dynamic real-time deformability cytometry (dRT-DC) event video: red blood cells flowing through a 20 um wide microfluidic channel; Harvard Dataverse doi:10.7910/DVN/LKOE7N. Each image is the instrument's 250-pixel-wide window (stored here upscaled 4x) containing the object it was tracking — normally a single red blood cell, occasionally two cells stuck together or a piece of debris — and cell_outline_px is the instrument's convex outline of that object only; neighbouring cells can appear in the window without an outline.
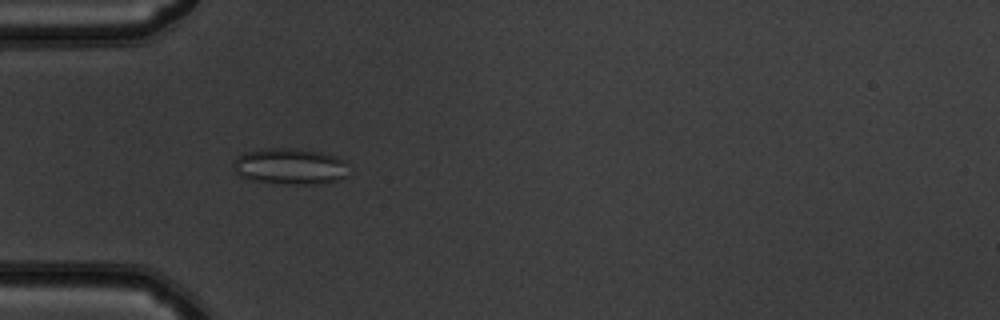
{"species": "common noctule bat (a hibernating species)", "species_latin": "Nyctalus noctula", "temperature_condition": "warm", "stored_images_in_passage": 51, "camera_frame_rate_fps": 3000, "um_per_image_px": 0.085, "animal": {"sex": "male", "body_mass_g": 19.5, "forearm_length_mm": 54.6}, "frame": {"image": 1, "passage_image": 16, "time_ms": 5.0, "image_size_px": [1000, 320], "cell_outline_px": [[348, 176], [336, 180], [316, 184], [280, 184], [252, 180], [240, 176], [236, 172], [232, 164], [232, 160], [236, 156], [244, 152], [260, 148], [292, 148], [320, 152], [336, 156], [344, 160]], "centroid_in_image_um": [24.59, 14.13], "position_along_channel_um": 60.4, "area_um2": 24.57}}
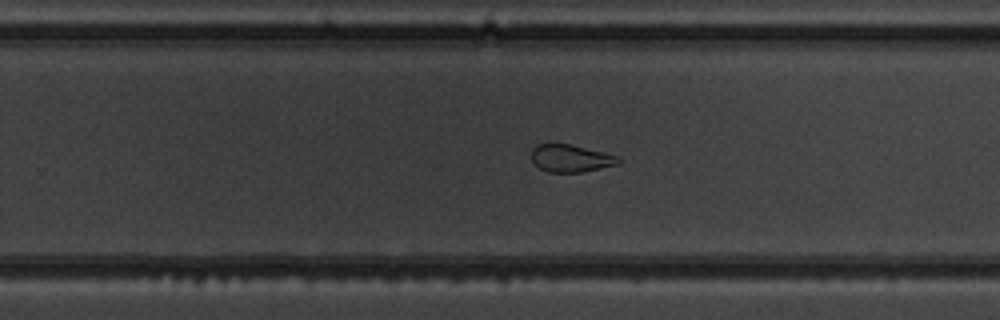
{"frame": {"image": 2, "passage_image": 33, "time_ms": 10.667, "image_size_px": [1000, 320], "cell_outline_px": [[620, 164], [580, 172], [548, 172], [532, 164], [532, 148], [536, 144], [572, 144], [604, 152], [616, 156], [620, 160]], "centroid_in_image_um": [48.48, 13.45], "position_along_channel_um": 281.3, "area_um2": 13.93}}
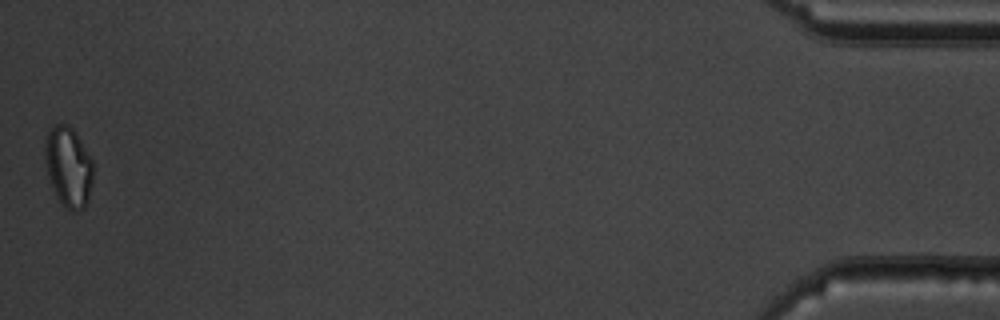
{"frame": {"image": 3, "passage_image": 51, "time_ms": 16.667, "image_size_px": [1000, 320], "cell_outline_px": [[92, 180], [88, 200], [84, 208], [76, 212], [68, 208], [60, 200], [52, 184], [48, 172], [44, 156], [44, 148], [48, 132], [56, 124], [68, 124], [72, 128], [80, 140], [92, 160]], "centroid_in_image_um": [5.83, 14.16], "position_along_channel_um": 429.4, "area_um2": 21.85}, "authors_computed_cell_mechanics": {"area_um2": 20.4034, "velocity_mm_per_s": 3.9696, "shape_relaxation_time_tau1_ms": null, "shape_relaxation_time_tau2_ms": 1.6793, "deformation_change_tau1": null, "deformation_change_tau2": 0.0814}}